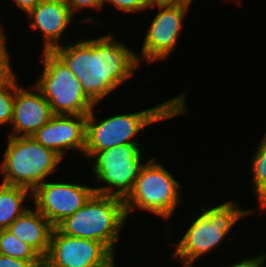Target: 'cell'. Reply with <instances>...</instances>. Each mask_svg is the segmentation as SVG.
Returning <instances> with one entry per match:
<instances>
[{
  "instance_id": "cell-1",
  "label": "cell",
  "mask_w": 266,
  "mask_h": 267,
  "mask_svg": "<svg viewBox=\"0 0 266 267\" xmlns=\"http://www.w3.org/2000/svg\"><path fill=\"white\" fill-rule=\"evenodd\" d=\"M112 33L96 38L72 39L53 50L79 79L84 93L95 104L102 103L110 93L134 78L140 68L137 51L118 41Z\"/></svg>"
},
{
  "instance_id": "cell-2",
  "label": "cell",
  "mask_w": 266,
  "mask_h": 267,
  "mask_svg": "<svg viewBox=\"0 0 266 267\" xmlns=\"http://www.w3.org/2000/svg\"><path fill=\"white\" fill-rule=\"evenodd\" d=\"M187 94L184 90L183 93L153 107L138 112L113 114L101 119L98 115L95 116V107L99 106L96 104L87 114L84 156L90 159L98 151L122 144H140V138L137 136L145 133L144 128L190 113L185 100Z\"/></svg>"
},
{
  "instance_id": "cell-3",
  "label": "cell",
  "mask_w": 266,
  "mask_h": 267,
  "mask_svg": "<svg viewBox=\"0 0 266 267\" xmlns=\"http://www.w3.org/2000/svg\"><path fill=\"white\" fill-rule=\"evenodd\" d=\"M201 204V213L189 222L180 240L170 242L175 249L172 253L174 262L181 267H192L195 262L207 254L216 251L226 236L228 237L237 222L254 215L257 208L244 209L237 200L229 199L210 208ZM243 208V209H242ZM218 247V248H217Z\"/></svg>"
},
{
  "instance_id": "cell-4",
  "label": "cell",
  "mask_w": 266,
  "mask_h": 267,
  "mask_svg": "<svg viewBox=\"0 0 266 267\" xmlns=\"http://www.w3.org/2000/svg\"><path fill=\"white\" fill-rule=\"evenodd\" d=\"M157 160V156H152L142 165L132 190L123 199L124 207L127 219L131 217L130 213L133 215L132 212L135 211L136 214V210H143L163 219L166 221L168 234L171 233L169 220L183 200L182 185L172 171Z\"/></svg>"
},
{
  "instance_id": "cell-5",
  "label": "cell",
  "mask_w": 266,
  "mask_h": 267,
  "mask_svg": "<svg viewBox=\"0 0 266 267\" xmlns=\"http://www.w3.org/2000/svg\"><path fill=\"white\" fill-rule=\"evenodd\" d=\"M127 223L123 198L94 193L82 208L56 228L68 236L99 241L116 255L117 242Z\"/></svg>"
},
{
  "instance_id": "cell-6",
  "label": "cell",
  "mask_w": 266,
  "mask_h": 267,
  "mask_svg": "<svg viewBox=\"0 0 266 267\" xmlns=\"http://www.w3.org/2000/svg\"><path fill=\"white\" fill-rule=\"evenodd\" d=\"M6 144L0 163L1 183L33 191L59 171L63 159L32 136H7Z\"/></svg>"
},
{
  "instance_id": "cell-7",
  "label": "cell",
  "mask_w": 266,
  "mask_h": 267,
  "mask_svg": "<svg viewBox=\"0 0 266 267\" xmlns=\"http://www.w3.org/2000/svg\"><path fill=\"white\" fill-rule=\"evenodd\" d=\"M41 75L33 85L49 102L54 115H87L96 105L83 91L79 79L53 52L41 53Z\"/></svg>"
},
{
  "instance_id": "cell-8",
  "label": "cell",
  "mask_w": 266,
  "mask_h": 267,
  "mask_svg": "<svg viewBox=\"0 0 266 267\" xmlns=\"http://www.w3.org/2000/svg\"><path fill=\"white\" fill-rule=\"evenodd\" d=\"M142 147L141 144H122L96 152L89 159L93 162L91 175L95 183H99L98 187L94 186L95 193L124 199L145 163L142 161L145 156Z\"/></svg>"
},
{
  "instance_id": "cell-9",
  "label": "cell",
  "mask_w": 266,
  "mask_h": 267,
  "mask_svg": "<svg viewBox=\"0 0 266 267\" xmlns=\"http://www.w3.org/2000/svg\"><path fill=\"white\" fill-rule=\"evenodd\" d=\"M193 2L153 4L149 10L158 9L155 17L150 21L148 30L143 37V44L137 59L142 64L157 63L167 60L174 49L177 48L182 29L185 27L184 19L191 12ZM185 17V18H184Z\"/></svg>"
},
{
  "instance_id": "cell-10",
  "label": "cell",
  "mask_w": 266,
  "mask_h": 267,
  "mask_svg": "<svg viewBox=\"0 0 266 267\" xmlns=\"http://www.w3.org/2000/svg\"><path fill=\"white\" fill-rule=\"evenodd\" d=\"M48 181L32 191L34 206L54 227L84 206L95 193L94 185Z\"/></svg>"
},
{
  "instance_id": "cell-11",
  "label": "cell",
  "mask_w": 266,
  "mask_h": 267,
  "mask_svg": "<svg viewBox=\"0 0 266 267\" xmlns=\"http://www.w3.org/2000/svg\"><path fill=\"white\" fill-rule=\"evenodd\" d=\"M114 256L99 241L68 236L54 227L43 262L49 267H102Z\"/></svg>"
},
{
  "instance_id": "cell-12",
  "label": "cell",
  "mask_w": 266,
  "mask_h": 267,
  "mask_svg": "<svg viewBox=\"0 0 266 267\" xmlns=\"http://www.w3.org/2000/svg\"><path fill=\"white\" fill-rule=\"evenodd\" d=\"M87 115H54L32 137L62 159L70 150L82 156L86 146Z\"/></svg>"
},
{
  "instance_id": "cell-13",
  "label": "cell",
  "mask_w": 266,
  "mask_h": 267,
  "mask_svg": "<svg viewBox=\"0 0 266 267\" xmlns=\"http://www.w3.org/2000/svg\"><path fill=\"white\" fill-rule=\"evenodd\" d=\"M16 73V93L14 98L11 132L8 136L21 137L32 136L53 116L49 102L32 84L21 85ZM23 86V87H22Z\"/></svg>"
},
{
  "instance_id": "cell-14",
  "label": "cell",
  "mask_w": 266,
  "mask_h": 267,
  "mask_svg": "<svg viewBox=\"0 0 266 267\" xmlns=\"http://www.w3.org/2000/svg\"><path fill=\"white\" fill-rule=\"evenodd\" d=\"M26 16L30 31L38 30L43 36L42 52L53 51L65 42L68 43L69 38L64 34H67L65 31L69 29L70 24L74 23V16L66 0H42ZM63 38L66 39L65 42Z\"/></svg>"
},
{
  "instance_id": "cell-15",
  "label": "cell",
  "mask_w": 266,
  "mask_h": 267,
  "mask_svg": "<svg viewBox=\"0 0 266 267\" xmlns=\"http://www.w3.org/2000/svg\"><path fill=\"white\" fill-rule=\"evenodd\" d=\"M7 229L45 258L54 226L35 207L26 210Z\"/></svg>"
},
{
  "instance_id": "cell-16",
  "label": "cell",
  "mask_w": 266,
  "mask_h": 267,
  "mask_svg": "<svg viewBox=\"0 0 266 267\" xmlns=\"http://www.w3.org/2000/svg\"><path fill=\"white\" fill-rule=\"evenodd\" d=\"M32 191L14 185L0 183V230L7 229L31 205Z\"/></svg>"
},
{
  "instance_id": "cell-17",
  "label": "cell",
  "mask_w": 266,
  "mask_h": 267,
  "mask_svg": "<svg viewBox=\"0 0 266 267\" xmlns=\"http://www.w3.org/2000/svg\"><path fill=\"white\" fill-rule=\"evenodd\" d=\"M251 157L250 176L252 193L258 199L266 191V133L257 144Z\"/></svg>"
},
{
  "instance_id": "cell-18",
  "label": "cell",
  "mask_w": 266,
  "mask_h": 267,
  "mask_svg": "<svg viewBox=\"0 0 266 267\" xmlns=\"http://www.w3.org/2000/svg\"><path fill=\"white\" fill-rule=\"evenodd\" d=\"M0 254L25 261H43L32 247L20 241L8 229L0 230Z\"/></svg>"
},
{
  "instance_id": "cell-19",
  "label": "cell",
  "mask_w": 266,
  "mask_h": 267,
  "mask_svg": "<svg viewBox=\"0 0 266 267\" xmlns=\"http://www.w3.org/2000/svg\"><path fill=\"white\" fill-rule=\"evenodd\" d=\"M16 93L15 70L0 82V127L11 125Z\"/></svg>"
},
{
  "instance_id": "cell-20",
  "label": "cell",
  "mask_w": 266,
  "mask_h": 267,
  "mask_svg": "<svg viewBox=\"0 0 266 267\" xmlns=\"http://www.w3.org/2000/svg\"><path fill=\"white\" fill-rule=\"evenodd\" d=\"M106 5H110L116 9V11H121L123 14H135L146 13L145 10L150 9L153 5L152 0H103V8ZM142 12V13H141Z\"/></svg>"
},
{
  "instance_id": "cell-21",
  "label": "cell",
  "mask_w": 266,
  "mask_h": 267,
  "mask_svg": "<svg viewBox=\"0 0 266 267\" xmlns=\"http://www.w3.org/2000/svg\"><path fill=\"white\" fill-rule=\"evenodd\" d=\"M2 24H0V82L10 75L14 69L12 64V56L7 46V34Z\"/></svg>"
},
{
  "instance_id": "cell-22",
  "label": "cell",
  "mask_w": 266,
  "mask_h": 267,
  "mask_svg": "<svg viewBox=\"0 0 266 267\" xmlns=\"http://www.w3.org/2000/svg\"><path fill=\"white\" fill-rule=\"evenodd\" d=\"M67 5L73 16L86 9H93L97 12L103 10V0H67Z\"/></svg>"
},
{
  "instance_id": "cell-23",
  "label": "cell",
  "mask_w": 266,
  "mask_h": 267,
  "mask_svg": "<svg viewBox=\"0 0 266 267\" xmlns=\"http://www.w3.org/2000/svg\"><path fill=\"white\" fill-rule=\"evenodd\" d=\"M239 260V261H238ZM236 262L231 264L224 263L225 266L221 267H264L266 264V253H261L255 257H248L244 259H238Z\"/></svg>"
},
{
  "instance_id": "cell-24",
  "label": "cell",
  "mask_w": 266,
  "mask_h": 267,
  "mask_svg": "<svg viewBox=\"0 0 266 267\" xmlns=\"http://www.w3.org/2000/svg\"><path fill=\"white\" fill-rule=\"evenodd\" d=\"M43 261H25L0 254V267H37Z\"/></svg>"
},
{
  "instance_id": "cell-25",
  "label": "cell",
  "mask_w": 266,
  "mask_h": 267,
  "mask_svg": "<svg viewBox=\"0 0 266 267\" xmlns=\"http://www.w3.org/2000/svg\"><path fill=\"white\" fill-rule=\"evenodd\" d=\"M16 7L19 8L25 15L37 6L42 0H12Z\"/></svg>"
},
{
  "instance_id": "cell-26",
  "label": "cell",
  "mask_w": 266,
  "mask_h": 267,
  "mask_svg": "<svg viewBox=\"0 0 266 267\" xmlns=\"http://www.w3.org/2000/svg\"><path fill=\"white\" fill-rule=\"evenodd\" d=\"M257 202V210L263 215L266 211V191L257 199Z\"/></svg>"
},
{
  "instance_id": "cell-27",
  "label": "cell",
  "mask_w": 266,
  "mask_h": 267,
  "mask_svg": "<svg viewBox=\"0 0 266 267\" xmlns=\"http://www.w3.org/2000/svg\"><path fill=\"white\" fill-rule=\"evenodd\" d=\"M195 0H152L153 4H169V3H182V2H193Z\"/></svg>"
},
{
  "instance_id": "cell-28",
  "label": "cell",
  "mask_w": 266,
  "mask_h": 267,
  "mask_svg": "<svg viewBox=\"0 0 266 267\" xmlns=\"http://www.w3.org/2000/svg\"><path fill=\"white\" fill-rule=\"evenodd\" d=\"M115 258H116V255L102 267H116L117 258L116 259Z\"/></svg>"
},
{
  "instance_id": "cell-29",
  "label": "cell",
  "mask_w": 266,
  "mask_h": 267,
  "mask_svg": "<svg viewBox=\"0 0 266 267\" xmlns=\"http://www.w3.org/2000/svg\"><path fill=\"white\" fill-rule=\"evenodd\" d=\"M222 1H230V0H222ZM232 1V0H231ZM234 1V3H236V6H238V5H241V2L243 1V0H233Z\"/></svg>"
},
{
  "instance_id": "cell-30",
  "label": "cell",
  "mask_w": 266,
  "mask_h": 267,
  "mask_svg": "<svg viewBox=\"0 0 266 267\" xmlns=\"http://www.w3.org/2000/svg\"><path fill=\"white\" fill-rule=\"evenodd\" d=\"M37 267H49L47 264H45L44 262H42L40 265H38Z\"/></svg>"
}]
</instances>
